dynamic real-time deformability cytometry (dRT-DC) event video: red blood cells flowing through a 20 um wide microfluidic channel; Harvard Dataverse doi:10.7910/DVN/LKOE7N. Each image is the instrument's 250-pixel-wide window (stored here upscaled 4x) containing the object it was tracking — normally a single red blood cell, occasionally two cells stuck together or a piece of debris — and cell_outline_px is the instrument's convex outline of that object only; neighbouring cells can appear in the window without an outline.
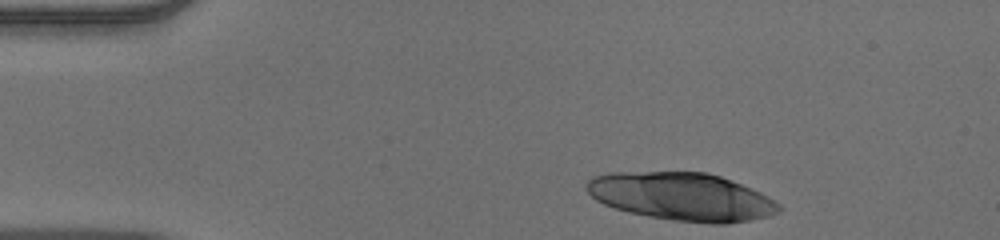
{"species": "human", "species_latin": "Homo sapiens", "temperature_condition": "warm", "stored_images_in_passage": 12, "camera_frame_rate_fps": 3000, "um_per_image_px": 0.085, "donor": {"sex": "male"}, "frame": {"image": 1, "passage_image": 1, "time_ms": 0.0, "image_size_px": [1000, 240], "cell_outline_px": [[780, 212], [768, 216], [752, 220], [728, 224], [708, 224], [672, 220], [648, 216], [628, 212], [604, 204], [596, 200], [584, 188], [588, 180], [592, 176], [612, 172], [704, 172], [720, 176], [760, 192], [768, 196], [780, 204]], "centroid_in_image_um": [57.94, 16.72], "position_along_channel_um": 27.1, "area_um2": 53.87}}